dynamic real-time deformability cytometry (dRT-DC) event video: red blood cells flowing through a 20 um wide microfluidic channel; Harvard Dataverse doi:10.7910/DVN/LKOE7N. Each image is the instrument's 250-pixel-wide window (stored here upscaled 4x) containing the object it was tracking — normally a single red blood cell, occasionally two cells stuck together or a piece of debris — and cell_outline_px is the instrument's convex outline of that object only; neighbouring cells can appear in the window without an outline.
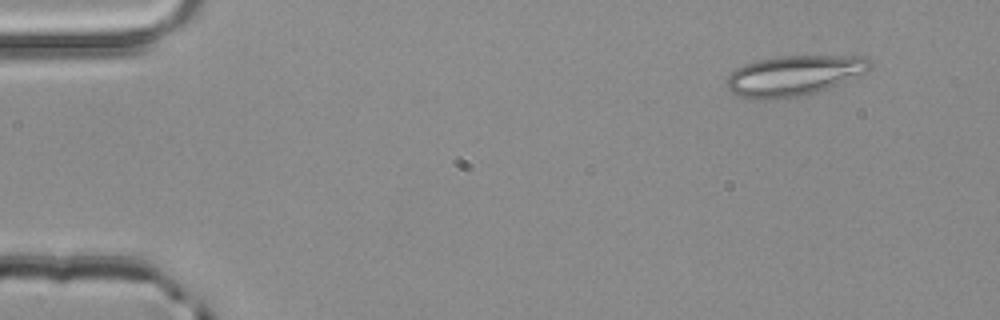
{"species": "common noctule bat (a hibernating species)", "species_latin": "Nyctalus noctula", "temperature_condition": "room temperature", "stored_images_in_passage": 3, "camera_frame_rate_fps": 3000, "um_per_image_px": 0.085, "animal": {"sex": "male", "body_mass_g": 20.4}, "frame": {"image": 1, "passage_image": 1, "time_ms": 0.0, "image_size_px": [1000, 320], "cell_outline_px": [[872, 68], [868, 72], [816, 92], [796, 96], [764, 100], [752, 100], [740, 96], [732, 92], [728, 88], [724, 80], [736, 68], [744, 64], [760, 60], [780, 56], [864, 56], [872, 60]], "centroid_in_image_um": [67.48, 6.42], "position_along_channel_um": 17.5, "area_um2": 33.58}}